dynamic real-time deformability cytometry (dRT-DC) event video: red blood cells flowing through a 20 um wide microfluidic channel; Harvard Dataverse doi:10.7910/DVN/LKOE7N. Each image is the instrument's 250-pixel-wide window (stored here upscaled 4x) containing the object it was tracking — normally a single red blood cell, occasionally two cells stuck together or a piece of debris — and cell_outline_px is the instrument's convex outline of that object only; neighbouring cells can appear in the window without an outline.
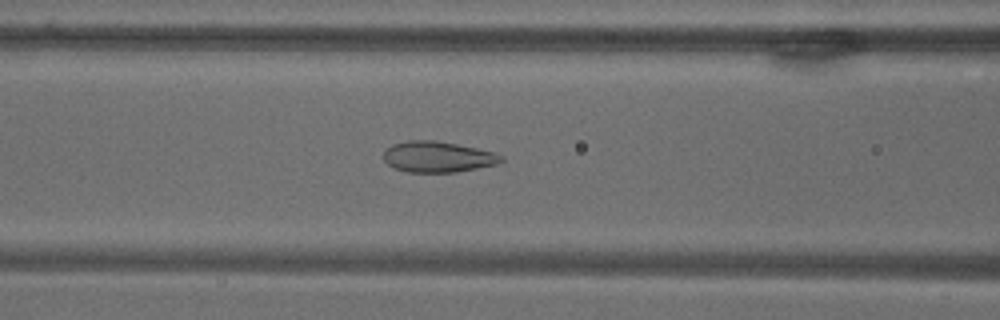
{"species": "common noctule bat (a hibernating species)", "species_latin": "Nyctalus noctula", "temperature_condition": "warm", "stored_images_in_passage": 72, "camera_frame_rate_fps": 3000, "um_per_image_px": 0.085, "animal": {"sex": "male", "body_mass_g": 18.8}, "frame": {"image": 1, "passage_image": 31, "time_ms": 10.0, "image_size_px": [1000, 320], "cell_outline_px": [[504, 160], [496, 164], [456, 172], [408, 172], [392, 168], [384, 160], [384, 152], [392, 144], [408, 140], [436, 140], [496, 152], [504, 156]], "centroid_in_image_um": [37.21, 13.33], "position_along_channel_um": 129.4, "area_um2": 21.21}}
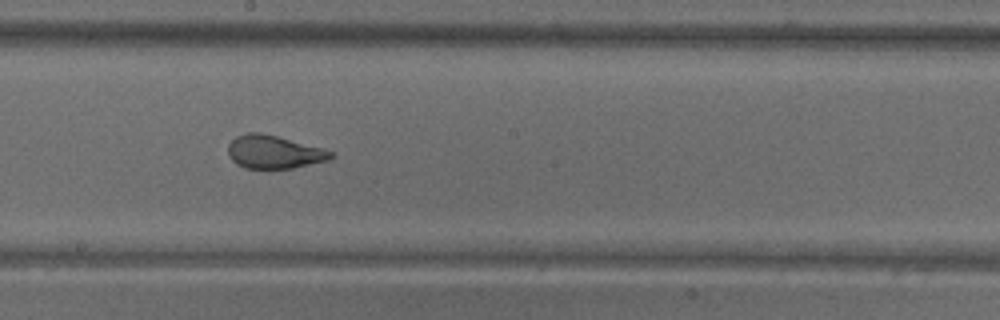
{"frame": {"image": 2, "passage_image": 41, "time_ms": 13.333, "image_size_px": [1000, 320], "cell_outline_px": [[336, 156], [328, 160], [292, 168], [244, 168], [236, 164], [228, 156], [228, 144], [236, 136], [248, 132], [260, 132], [276, 136], [320, 148], [332, 152]], "centroid_in_image_um": [23.24, 12.92], "position_along_channel_um": 225.0, "area_um2": 19.65}}
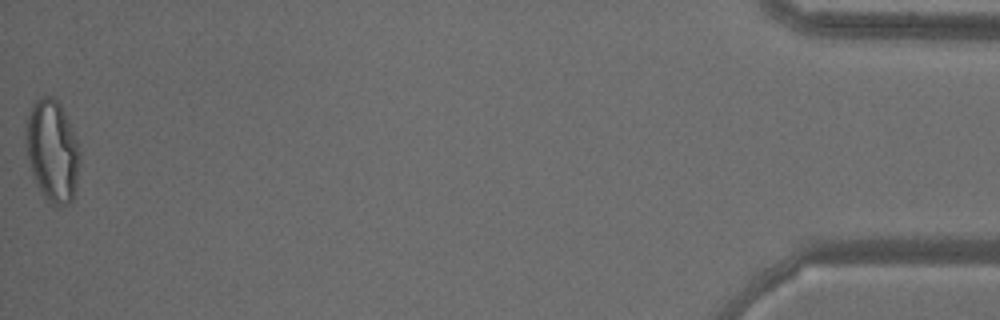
{"frame": {"image": 3, "passage_image": 72, "time_ms": 23.667, "image_size_px": [1000, 320], "cell_outline_px": [[80, 160], [76, 196], [68, 204], [56, 208], [52, 208], [48, 204], [40, 192], [32, 172], [24, 140], [24, 124], [32, 104], [40, 96], [52, 96], [60, 104], [64, 112], [76, 140], [80, 152]], "centroid_in_image_um": [4.44, 12.89], "position_along_channel_um": 430.8, "area_um2": 32.77}}